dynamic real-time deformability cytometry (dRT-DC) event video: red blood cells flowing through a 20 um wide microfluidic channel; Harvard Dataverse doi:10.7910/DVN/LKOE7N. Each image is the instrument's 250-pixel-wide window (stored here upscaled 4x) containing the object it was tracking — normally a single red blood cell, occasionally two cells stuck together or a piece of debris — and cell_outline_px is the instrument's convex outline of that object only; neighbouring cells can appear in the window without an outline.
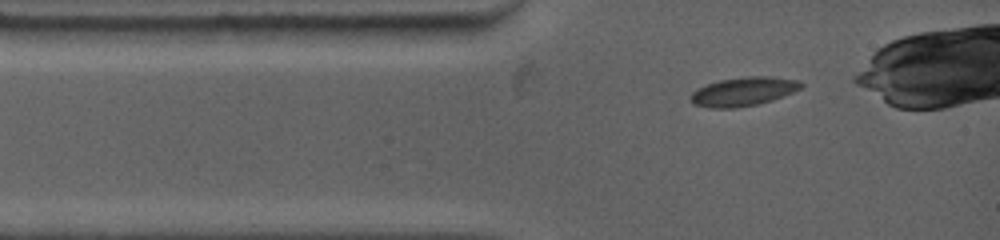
{"species": "common noctule bat (a hibernating species)", "species_latin": "Nyctalus noctula", "temperature_condition": "warm", "stored_images_in_passage": 7, "camera_frame_rate_fps": 4500, "um_per_image_px": 0.085, "animal": {"sex": "female", "body_mass_g": 19.0, "forearm_length_mm": 53.3}, "frame": {"image": 1, "passage_image": 1, "time_ms": 0.0, "image_size_px": [1000, 240], "cell_outline_px": [[804, 84], [800, 88], [784, 96], [772, 100], [756, 104], [736, 108], [708, 108], [692, 104], [688, 100], [688, 96], [692, 92], [708, 84], [720, 80], [744, 76], [772, 76], [800, 80]], "centroid_in_image_um": [63.17, 7.78], "position_along_channel_um": 21.8, "area_um2": 18.73}}
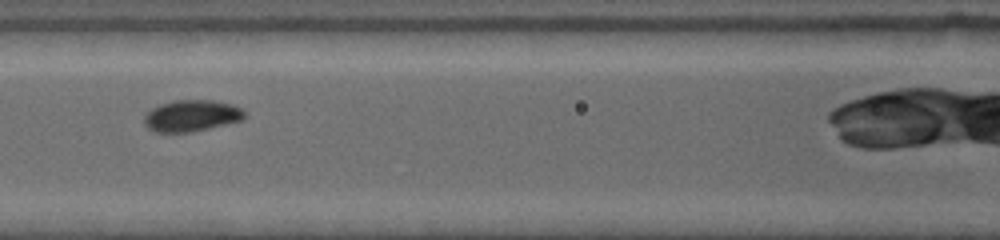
{"frame": {"image": 2, "passage_image": 5, "time_ms": 3.778, "image_size_px": [1000, 240], "cell_outline_px": [[244, 120], [192, 132], [156, 132], [148, 128], [144, 124], [144, 116], [152, 108], [160, 104], [172, 100], [212, 100], [232, 104], [240, 108], [244, 112]], "centroid_in_image_um": [16.27, 9.84], "position_along_channel_um": 150.3, "area_um2": 18.44}}
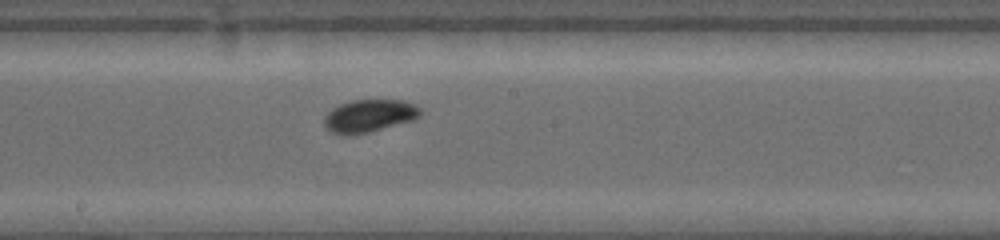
{"frame": {"image": 3, "passage_image": 7, "time_ms": 5.556, "image_size_px": [1000, 240], "cell_outline_px": [[420, 116], [412, 120], [368, 132], [348, 136], [344, 136], [332, 132], [324, 124], [324, 116], [332, 108], [340, 104], [352, 100], [404, 100], [416, 104], [420, 108]], "centroid_in_image_um": [31.37, 9.84], "position_along_channel_um": 216.8, "area_um2": 18.26}}